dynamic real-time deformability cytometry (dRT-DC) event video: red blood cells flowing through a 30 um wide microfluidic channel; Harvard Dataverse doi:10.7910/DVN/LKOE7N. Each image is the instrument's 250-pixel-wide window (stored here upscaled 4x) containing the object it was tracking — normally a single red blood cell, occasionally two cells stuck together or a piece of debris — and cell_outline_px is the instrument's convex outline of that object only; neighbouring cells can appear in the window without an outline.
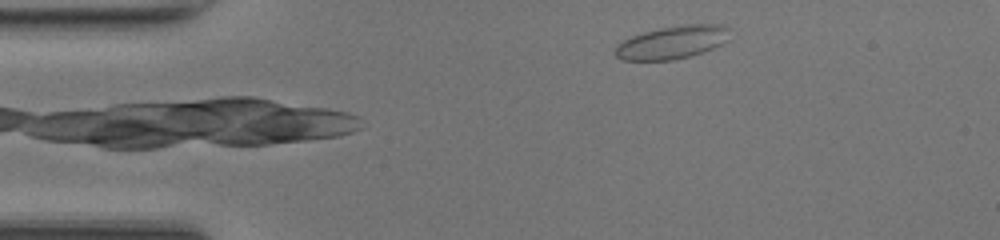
{"species": "common noctule bat (a hibernating species)", "species_latin": "Nyctalus noctula", "temperature_condition": "room temperature", "stored_images_in_passage": 42, "camera_frame_rate_fps": 3000, "um_per_image_px": 0.085, "animal": {"sex": "female", "body_mass_g": 17.0, "forearm_length_mm": 48.0}, "frame": {"image": 1, "passage_image": 1, "time_ms": 0.0, "image_size_px": [1000, 240], "cell_outline_px": [[728, 40], [724, 44], [688, 56], [672, 60], [620, 60], [612, 52], [624, 40], [632, 36], [644, 32], [660, 28], [688, 24], [716, 24], [728, 28]], "centroid_in_image_um": [57.12, 3.6], "position_along_channel_um": 27.9, "area_um2": 21.73}}
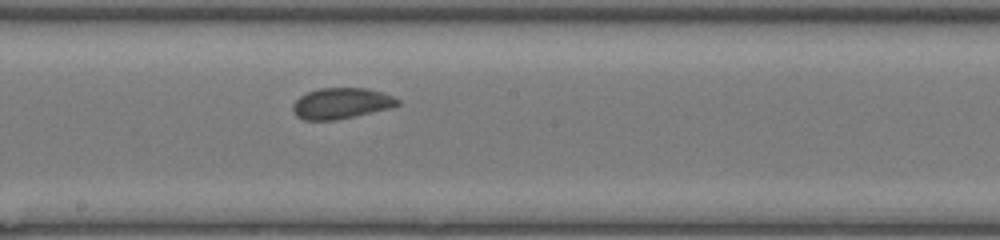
{"frame": {"image": 2, "passage_image": 19, "time_ms": 6.0, "image_size_px": [1000, 240], "cell_outline_px": [[400, 104], [388, 108], [356, 116], [336, 120], [304, 120], [296, 116], [292, 112], [292, 104], [300, 96], [308, 92], [320, 88], [368, 88], [384, 92], [400, 100]], "centroid_in_image_um": [28.99, 8.78], "position_along_channel_um": 219.2, "area_um2": 18.96}}
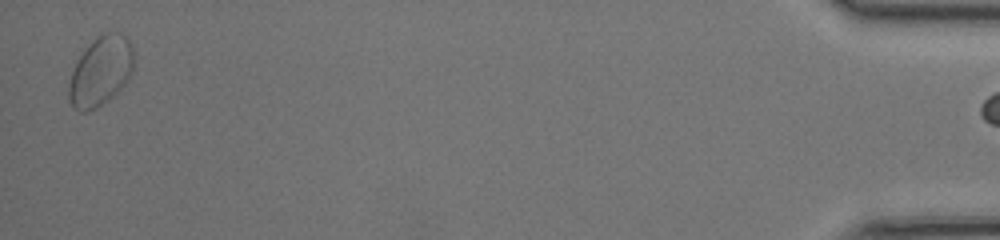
{"frame": {"image": 3, "passage_image": 41, "time_ms": 13.333, "image_size_px": [1000, 240], "cell_outline_px": [[132, 68], [128, 80], [112, 96], [96, 108], [88, 112], [80, 112], [68, 100], [68, 84], [76, 60], [88, 44], [104, 32], [120, 32], [132, 44]], "centroid_in_image_um": [8.52, 6.05], "position_along_channel_um": 426.7, "area_um2": 26.07}, "authors_computed_cell_mechanics": {"area_um2": 19.3052, "velocity_mm_per_s": 4.1718, "shape_relaxation_time_tau1_ms": 1.606, "shape_relaxation_time_tau2_ms": 0.6958, "deformation_change_tau1": 0.0462, "deformation_change_tau2": 0.0363}}